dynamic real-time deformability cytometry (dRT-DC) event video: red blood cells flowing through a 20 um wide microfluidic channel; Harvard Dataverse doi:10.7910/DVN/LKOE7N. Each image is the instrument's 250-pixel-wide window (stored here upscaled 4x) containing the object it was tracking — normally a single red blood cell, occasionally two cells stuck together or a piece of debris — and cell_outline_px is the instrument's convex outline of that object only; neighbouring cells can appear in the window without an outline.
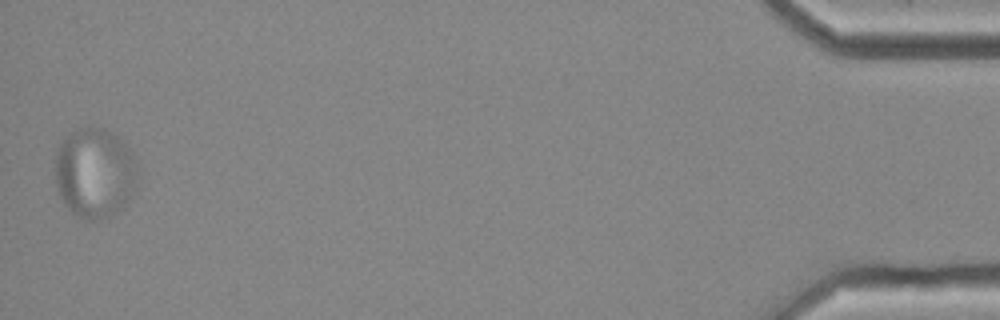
{"species": "common noctule bat (a hibernating species)", "species_latin": "Nyctalus noctula", "temperature_condition": "cold", "stored_images_in_passage": 42, "camera_frame_rate_fps": 3000, "um_per_image_px": 0.085, "animal": {"sex": "female", "body_mass_g": 25.1}, "frame": {"image": 1, "passage_image": 42, "time_ms": 13.667, "image_size_px": [1000, 320], "cell_outline_px": [[140, 176], [132, 192], [124, 204], [120, 208], [104, 220], [84, 220], [72, 212], [64, 204], [60, 196], [56, 184], [56, 152], [60, 144], [72, 132], [80, 128], [104, 128], [120, 136], [124, 140], [132, 152]], "centroid_in_image_um": [8.08, 14.69], "position_along_channel_um": 427.1, "area_um2": 43.47}}